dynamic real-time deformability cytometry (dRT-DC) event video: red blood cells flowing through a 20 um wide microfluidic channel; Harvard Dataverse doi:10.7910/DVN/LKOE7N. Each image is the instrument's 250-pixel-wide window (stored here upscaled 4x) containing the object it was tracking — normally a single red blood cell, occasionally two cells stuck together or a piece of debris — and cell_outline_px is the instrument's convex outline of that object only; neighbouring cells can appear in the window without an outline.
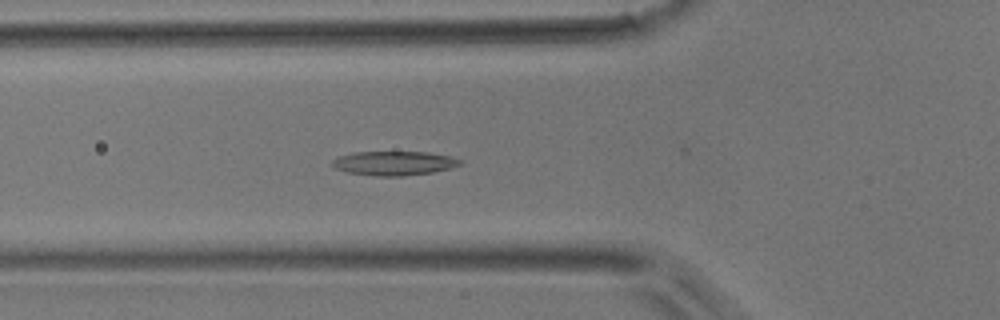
{"species": "common noctule bat (a hibernating species)", "species_latin": "Nyctalus noctula", "temperature_condition": "room temperature", "stored_images_in_passage": 27, "camera_frame_rate_fps": 3000, "um_per_image_px": 0.085, "animal": {"sex": "male", "body_mass_g": 17.9}, "frame": {"image": 1, "passage_image": 17, "time_ms": 5.333, "image_size_px": [1000, 320], "cell_outline_px": [[464, 164], [432, 172], [404, 176], [376, 176], [348, 172], [336, 168], [332, 164], [332, 160], [340, 156], [356, 152], [428, 152], [452, 156], [464, 160]], "centroid_in_image_um": [33.56, 13.87], "position_along_channel_um": 92.2, "area_um2": 17.98}}
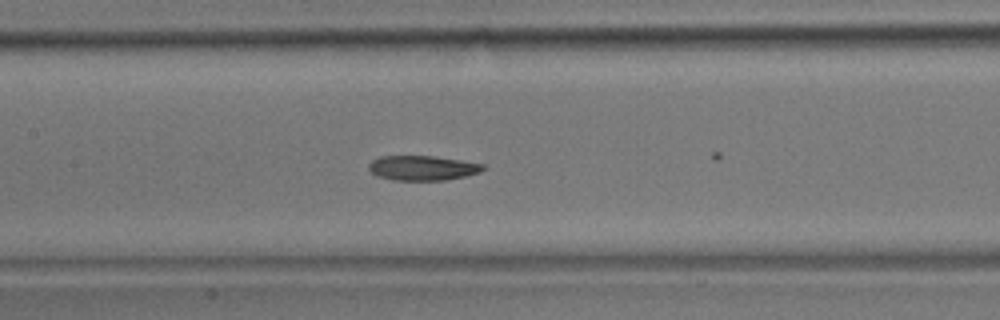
{"frame": {"image": 2, "passage_image": 23, "time_ms": 7.333, "image_size_px": [1000, 320], "cell_outline_px": [[488, 168], [480, 172], [468, 176], [448, 180], [392, 180], [376, 176], [368, 168], [368, 164], [372, 160], [380, 156], [432, 156], [460, 160], [484, 164]], "centroid_in_image_um": [35.94, 14.28], "position_along_channel_um": 171.5, "area_um2": 16.7}}
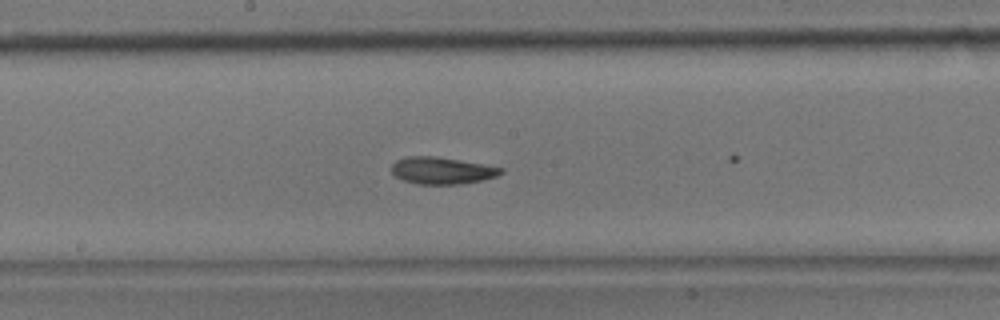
{"frame": {"image": 3, "passage_image": 26, "time_ms": 8.333, "image_size_px": [1000, 320], "cell_outline_px": [[504, 172], [496, 176], [480, 180], [460, 184], [416, 184], [404, 180], [396, 176], [392, 172], [392, 164], [396, 160], [404, 156], [436, 156], [460, 160], [504, 168]], "centroid_in_image_um": [37.54, 14.49], "position_along_channel_um": 210.7, "area_um2": 17.11}}